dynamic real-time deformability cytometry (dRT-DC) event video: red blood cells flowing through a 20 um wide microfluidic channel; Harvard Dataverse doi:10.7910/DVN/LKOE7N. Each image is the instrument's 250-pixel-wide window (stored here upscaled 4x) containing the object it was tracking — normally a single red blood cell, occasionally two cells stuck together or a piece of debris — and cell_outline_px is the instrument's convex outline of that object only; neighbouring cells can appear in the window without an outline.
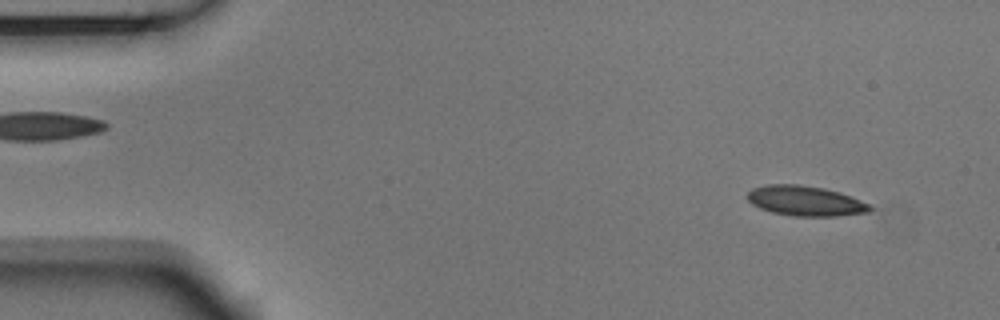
{"species": "Egyptian fruit bat (a non-hibernating species)", "species_latin": "Rousettus aegyptiacus", "temperature_condition": "room temperature", "stored_images_in_passage": 5, "segment_of_instrument_passage": [2, 2], "camera_frame_rate_fps": 3000, "um_per_image_px": 0.085, "animal": {"sex": "male"}, "frame": {"image": 1, "passage_image": 5, "time_ms": 1.333, "image_size_px": [1000, 320], "cell_outline_px": [[872, 208], [868, 212], [836, 216], [796, 216], [772, 212], [760, 208], [752, 204], [748, 200], [748, 192], [752, 188], [768, 184], [800, 184], [824, 188], [840, 192], [860, 200], [868, 204]], "centroid_in_image_um": [68.43, 17.06], "position_along_channel_um": 16.6, "area_um2": 21.33}}